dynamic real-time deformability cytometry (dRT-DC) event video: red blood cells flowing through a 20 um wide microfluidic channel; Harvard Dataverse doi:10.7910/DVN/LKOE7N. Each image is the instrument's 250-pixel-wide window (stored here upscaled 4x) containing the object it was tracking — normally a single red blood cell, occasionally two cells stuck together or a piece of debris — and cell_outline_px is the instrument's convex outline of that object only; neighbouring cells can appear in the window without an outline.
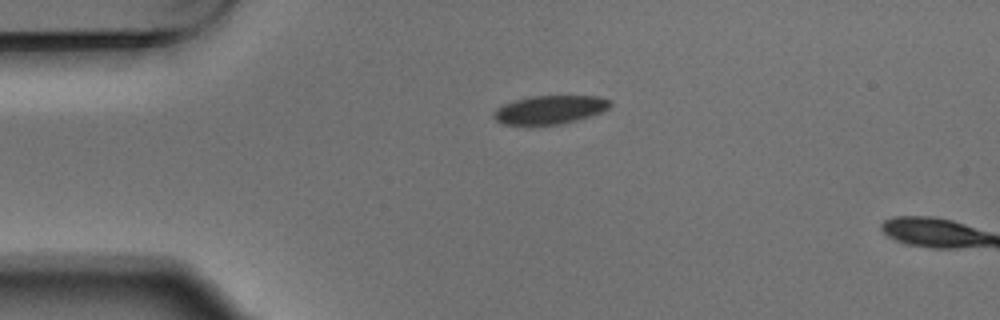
{"species": "Egyptian fruit bat (a non-hibernating species)", "species_latin": "Rousettus aegyptiacus", "temperature_condition": "warm", "stored_images_in_passage": 2, "camera_frame_rate_fps": 3000, "um_per_image_px": 0.085, "animal": {"sex": "male"}, "frame": {"image": 1, "passage_image": 1, "time_ms": 0.0, "image_size_px": [1000, 320], "cell_outline_px": [[612, 104], [604, 112], [576, 120], [560, 124], [504, 124], [496, 120], [492, 116], [492, 112], [496, 108], [504, 104], [516, 100], [532, 96], [600, 96], [612, 100]], "centroid_in_image_um": [46.78, 9.31], "position_along_channel_um": 38.2, "area_um2": 19.31}}